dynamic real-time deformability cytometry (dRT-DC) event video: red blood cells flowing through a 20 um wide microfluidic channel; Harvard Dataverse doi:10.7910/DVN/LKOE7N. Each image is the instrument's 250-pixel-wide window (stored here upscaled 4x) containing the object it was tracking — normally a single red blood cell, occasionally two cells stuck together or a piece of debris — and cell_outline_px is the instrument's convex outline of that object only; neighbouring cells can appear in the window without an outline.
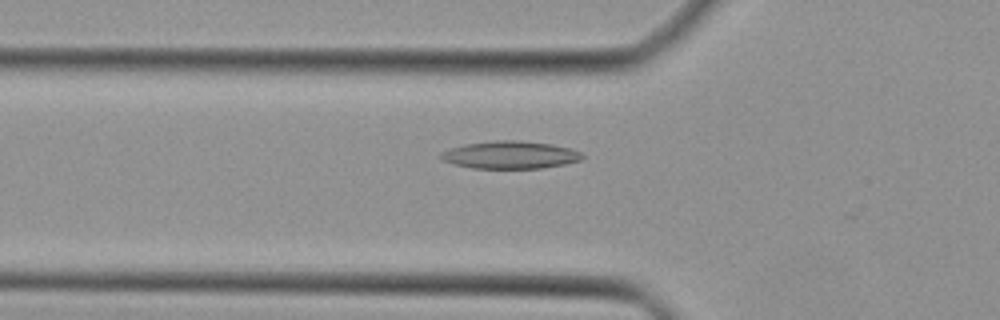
{"species": "Egyptian fruit bat (a non-hibernating species)", "species_latin": "Rousettus aegyptiacus", "temperature_condition": "cold", "stored_images_in_passage": 46, "camera_frame_rate_fps": 3000, "um_per_image_px": 0.085, "animal": {"sex": "female"}, "frame": {"image": 1, "passage_image": 16, "time_ms": 5.0, "image_size_px": [1000, 320], "cell_outline_px": [[584, 156], [580, 160], [564, 164], [544, 168], [472, 168], [452, 164], [444, 160], [440, 156], [440, 152], [448, 148], [464, 144], [496, 140], [520, 140], [552, 144], [572, 148], [580, 152]], "centroid_in_image_um": [43.35, 13.16], "position_along_channel_um": 82.4, "area_um2": 22.89}}
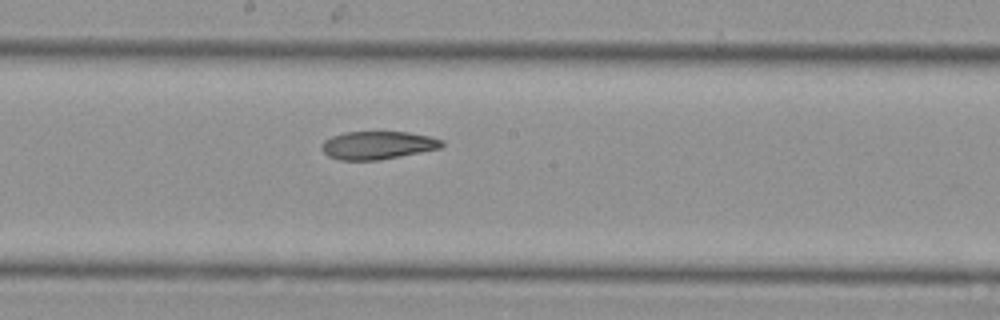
{"frame": {"image": 2, "passage_image": 25, "time_ms": 8.0, "image_size_px": [1000, 320], "cell_outline_px": [[444, 144], [440, 148], [380, 160], [340, 160], [328, 156], [320, 148], [320, 144], [324, 140], [332, 136], [344, 132], [408, 132], [428, 136], [444, 140]], "centroid_in_image_um": [32.07, 12.34], "position_along_channel_um": 216.1, "area_um2": 19.65}}
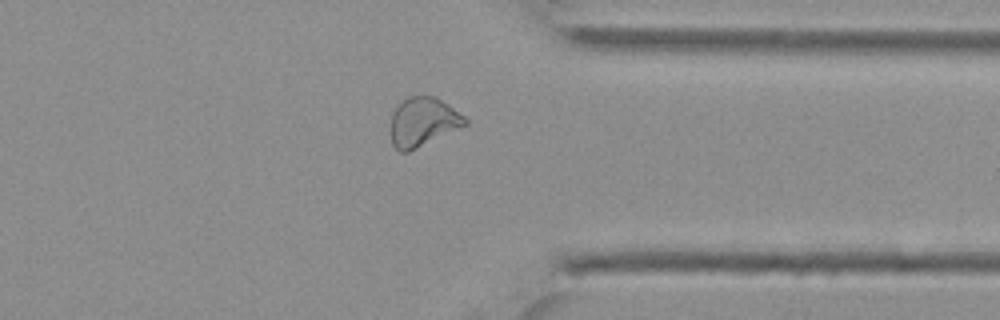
{"frame": {"image": 3, "passage_image": 36, "time_ms": 11.667, "image_size_px": [1000, 320], "cell_outline_px": [[468, 124], [408, 152], [400, 152], [392, 144], [392, 112], [408, 96], [436, 96], [448, 104], [464, 116], [468, 120]], "centroid_in_image_um": [35.97, 10.36], "position_along_channel_um": 375.4, "area_um2": 20.92}}